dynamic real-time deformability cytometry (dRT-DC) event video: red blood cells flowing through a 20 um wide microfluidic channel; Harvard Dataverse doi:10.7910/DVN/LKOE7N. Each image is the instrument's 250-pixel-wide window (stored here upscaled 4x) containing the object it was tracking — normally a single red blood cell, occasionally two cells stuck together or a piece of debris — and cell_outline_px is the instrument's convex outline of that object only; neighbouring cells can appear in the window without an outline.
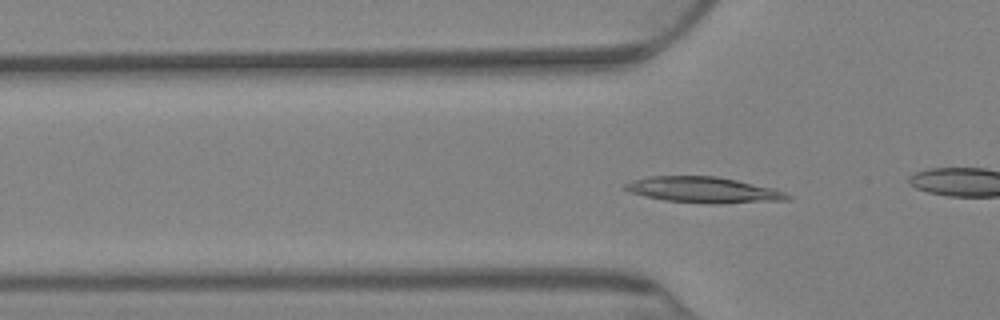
{"species": "Egyptian fruit bat (a non-hibernating species)", "species_latin": "Rousettus aegyptiacus", "temperature_condition": "warm", "stored_images_in_passage": 78, "camera_frame_rate_fps": 3000, "um_per_image_px": 0.085, "animal": {"sex": "female"}, "frame": {"image": 1, "passage_image": 25, "time_ms": 8.0, "image_size_px": [1000, 320], "cell_outline_px": [[792, 196], [788, 200], [720, 204], [708, 204], [664, 200], [644, 196], [628, 192], [620, 188], [624, 184], [632, 180], [648, 176], [716, 176], [736, 180], [772, 188], [784, 192]], "centroid_in_image_um": [59.73, 16.15], "position_along_channel_um": 66.1, "area_um2": 24.68}}
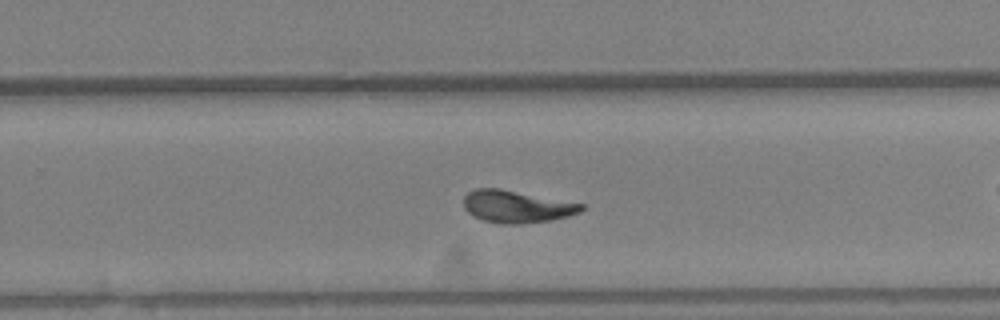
{"frame": {"image": 2, "passage_image": 50, "time_ms": 16.333, "image_size_px": [1000, 320], "cell_outline_px": [[584, 208], [580, 212], [568, 216], [548, 220], [520, 224], [504, 224], [484, 220], [468, 212], [464, 208], [464, 196], [468, 192], [476, 188], [500, 188], [584, 204]], "centroid_in_image_um": [43.9, 17.54], "position_along_channel_um": 285.9, "area_um2": 21.91}}
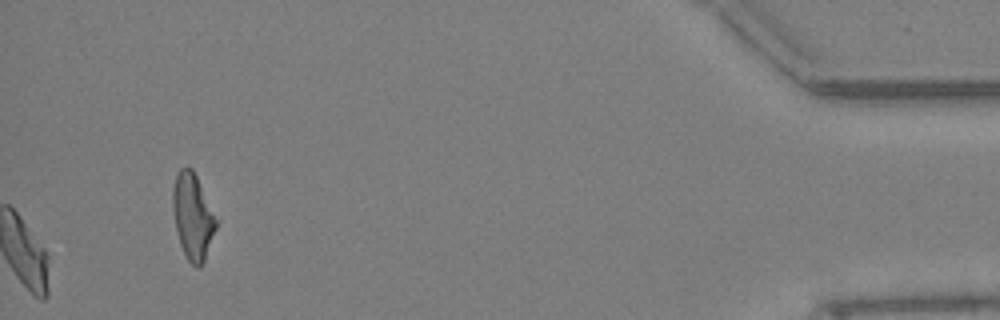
{"frame": {"image": 3, "passage_image": 78, "time_ms": 25.667, "image_size_px": [1000, 320], "cell_outline_px": [[220, 220], [204, 260], [200, 268], [196, 268], [188, 260], [180, 244], [176, 232], [172, 208], [172, 188], [176, 176], [180, 168], [192, 168]], "centroid_in_image_um": [16.41, 18.4], "position_along_channel_um": 418.8, "area_um2": 22.14}, "authors_computed_cell_mechanics": {"area_um2": 22.2819, "velocity_mm_per_s": 2.6574, "shape_relaxation_time_tau1_ms": 7.8899, "shape_relaxation_time_tau2_ms": 1.6169, "deformation_change_tau1": 0.1937, "deformation_change_tau2": 0.0756}}